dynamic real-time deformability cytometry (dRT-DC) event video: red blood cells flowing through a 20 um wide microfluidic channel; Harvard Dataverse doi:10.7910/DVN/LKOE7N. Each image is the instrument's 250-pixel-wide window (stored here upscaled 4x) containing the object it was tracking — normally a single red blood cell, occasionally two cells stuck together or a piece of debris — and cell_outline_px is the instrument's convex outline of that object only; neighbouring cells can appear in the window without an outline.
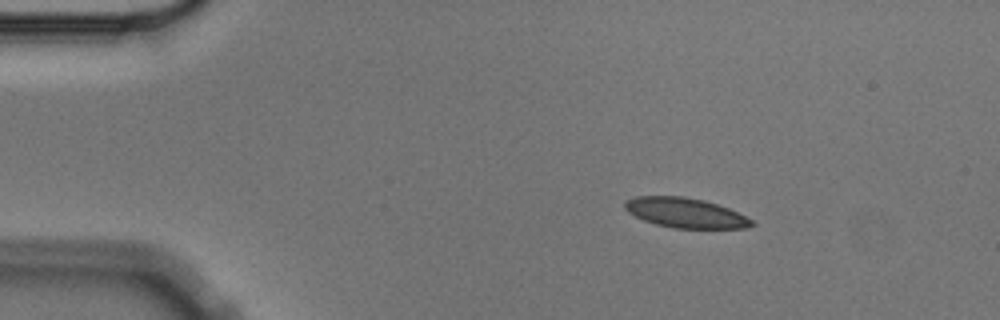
{"species": "Egyptian fruit bat (a non-hibernating species)", "species_latin": "Rousettus aegyptiacus", "temperature_condition": "cold", "stored_images_in_passage": 3, "camera_frame_rate_fps": 3000, "um_per_image_px": 0.085, "animal": {"sex": "male"}, "frame": {"image": 1, "passage_image": 1, "time_ms": 0.0, "image_size_px": [1000, 320], "cell_outline_px": [[756, 224], [748, 228], [672, 228], [656, 224], [644, 220], [628, 212], [624, 208], [624, 200], [636, 196], [684, 196], [704, 200], [728, 208], [752, 220]], "centroid_in_image_um": [58.23, 18.09], "position_along_channel_um": 26.8, "area_um2": 22.02}}